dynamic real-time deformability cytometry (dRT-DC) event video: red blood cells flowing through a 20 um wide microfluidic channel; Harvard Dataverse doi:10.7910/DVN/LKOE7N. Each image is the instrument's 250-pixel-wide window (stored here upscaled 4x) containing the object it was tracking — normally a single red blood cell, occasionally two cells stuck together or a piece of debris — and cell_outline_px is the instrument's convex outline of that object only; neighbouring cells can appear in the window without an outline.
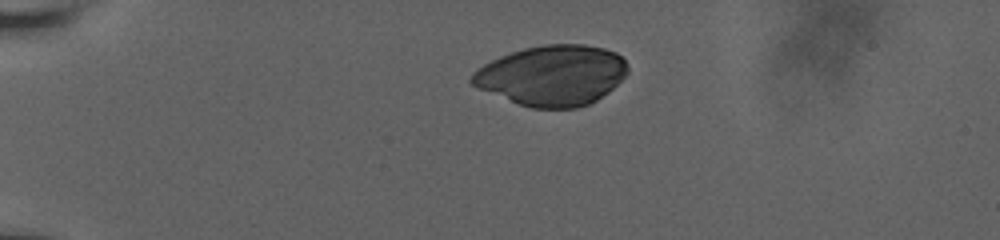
{"species": "human", "species_latin": "Homo sapiens", "temperature_condition": "room temperature", "stored_images_in_passage": 8, "camera_frame_rate_fps": 3000, "um_per_image_px": 0.085, "donor": {"sex": "male"}, "frame": {"image": 1, "passage_image": 1, "time_ms": 0.0, "image_size_px": [1000, 240], "cell_outline_px": [[628, 72], [608, 92], [596, 100], [588, 104], [576, 108], [532, 108], [520, 104], [480, 88], [472, 84], [468, 80], [472, 72], [484, 64], [500, 56], [524, 48], [544, 44], [584, 44], [604, 48], [616, 52], [628, 64]], "centroid_in_image_um": [46.94, 6.39], "position_along_channel_um": 38.1, "area_um2": 54.45}}
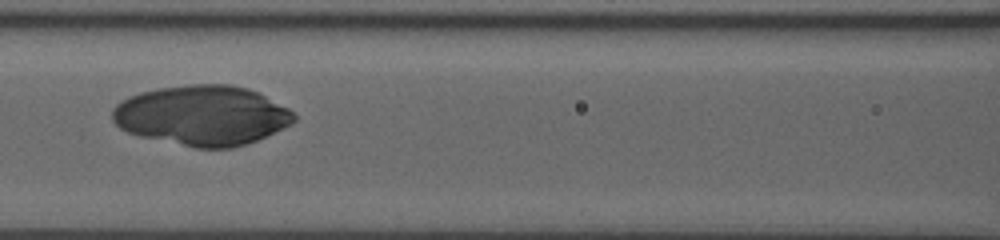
{"frame": {"image": 2, "passage_image": 5, "time_ms": 4.667, "image_size_px": [1000, 240], "cell_outline_px": [[296, 120], [292, 124], [256, 140], [232, 148], [196, 148], [140, 136], [128, 132], [120, 128], [112, 120], [112, 108], [116, 104], [128, 96], [140, 92], [156, 88], [188, 84], [232, 84], [248, 88], [288, 108], [296, 116]], "centroid_in_image_um": [17.15, 9.8], "position_along_channel_um": 149.4, "area_um2": 63.46}}
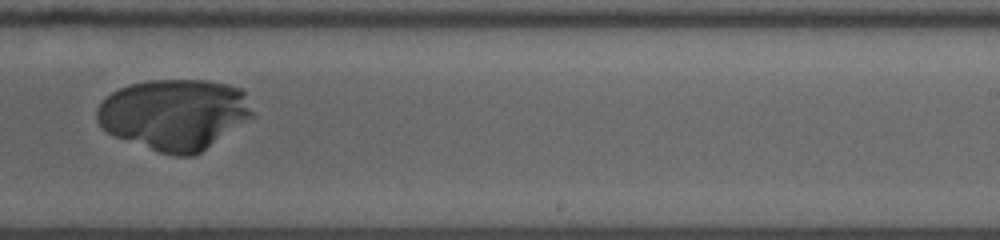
{"frame": {"image": 3, "passage_image": 8, "time_ms": 8.0, "image_size_px": [1000, 240], "cell_outline_px": [[256, 116], [200, 152], [192, 156], [176, 156], [160, 152], [112, 136], [96, 120], [96, 108], [112, 92], [128, 84], [148, 80], [208, 80], [228, 84], [240, 88], [244, 92]], "centroid_in_image_um": [14.84, 9.71], "position_along_channel_um": 274.2, "area_um2": 64.5}}